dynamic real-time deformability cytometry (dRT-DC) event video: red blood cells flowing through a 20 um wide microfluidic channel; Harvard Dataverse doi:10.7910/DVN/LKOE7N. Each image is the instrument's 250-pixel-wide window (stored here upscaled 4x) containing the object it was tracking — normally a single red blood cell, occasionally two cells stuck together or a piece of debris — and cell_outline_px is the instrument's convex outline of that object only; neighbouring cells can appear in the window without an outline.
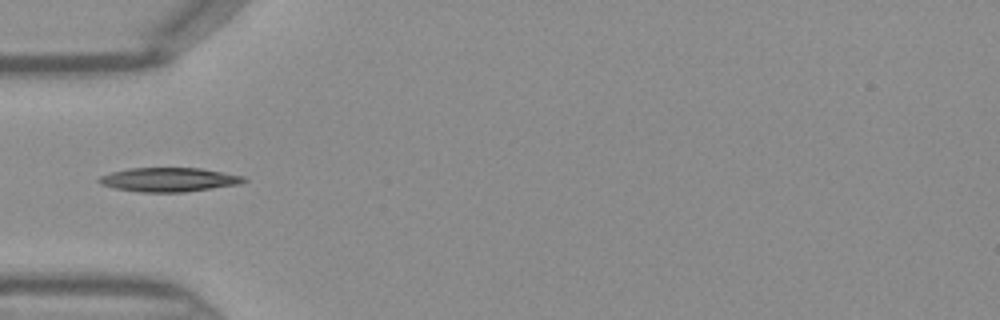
{"species": "Egyptian fruit bat (a non-hibernating species)", "species_latin": "Rousettus aegyptiacus", "temperature_condition": "warm", "stored_images_in_passage": 20, "camera_frame_rate_fps": 3000, "um_per_image_px": 0.085, "frame": {"image": 1, "passage_image": 1, "time_ms": 0.0, "image_size_px": [1000, 320], "cell_outline_px": [[248, 180], [240, 184], [180, 192], [140, 192], [116, 188], [100, 184], [96, 180], [100, 176], [112, 172], [128, 168], [200, 168], [244, 176]], "centroid_in_image_um": [14.33, 15.26], "position_along_channel_um": 70.7, "area_um2": 20.11}}
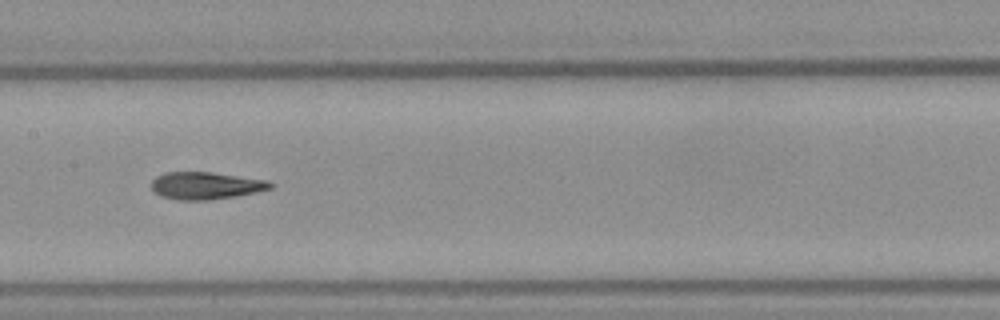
{"frame": {"image": 2, "passage_image": 9, "time_ms": 2.667, "image_size_px": [1000, 320], "cell_outline_px": [[276, 184], [272, 188], [236, 196], [208, 200], [176, 200], [160, 196], [152, 188], [152, 180], [156, 176], [164, 172], [212, 172], [264, 180]], "centroid_in_image_um": [17.46, 15.78], "position_along_channel_um": 189.9, "area_um2": 18.84}}
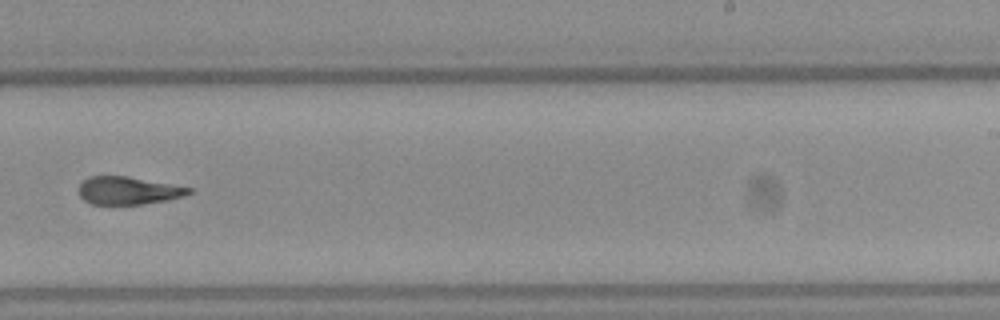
{"frame": {"image": 3, "passage_image": 15, "time_ms": 4.667, "image_size_px": [1000, 320], "cell_outline_px": [[192, 192], [184, 196], [164, 200], [140, 204], [92, 204], [84, 200], [80, 196], [76, 188], [88, 176], [128, 176], [192, 188]], "centroid_in_image_um": [10.84, 16.19], "position_along_channel_um": 278.2, "area_um2": 17.74}}